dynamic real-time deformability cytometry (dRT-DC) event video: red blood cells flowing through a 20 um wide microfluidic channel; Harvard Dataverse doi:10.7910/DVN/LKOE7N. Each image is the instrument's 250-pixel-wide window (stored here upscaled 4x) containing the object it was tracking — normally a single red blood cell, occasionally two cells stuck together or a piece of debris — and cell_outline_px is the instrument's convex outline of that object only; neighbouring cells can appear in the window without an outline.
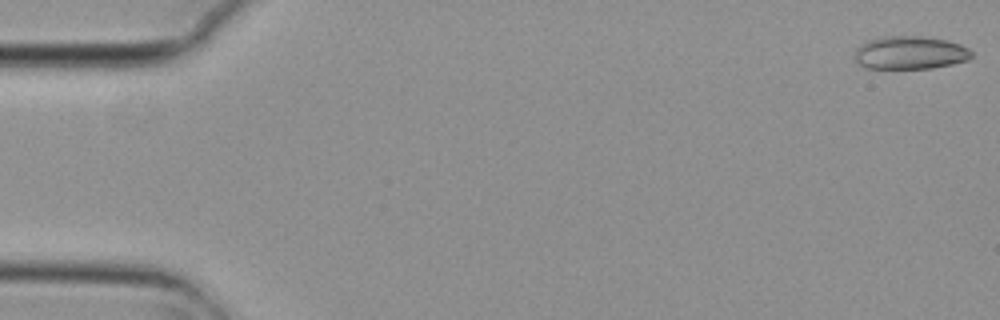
{"species": "common noctule bat (a hibernating species)", "species_latin": "Nyctalus noctula", "temperature_condition": "cold", "stored_images_in_passage": 6, "camera_frame_rate_fps": 3000, "um_per_image_px": 0.085, "animal": {"sex": "female", "body_mass_g": 29.2, "forearm_length_mm": 56.3}, "frame": {"image": 1, "passage_image": 1, "time_ms": 0.0, "image_size_px": [1000, 320], "cell_outline_px": [[972, 56], [968, 60], [952, 64], [932, 68], [864, 68], [852, 56], [856, 48], [860, 44], [868, 40], [880, 36], [920, 36], [948, 40], [960, 44], [968, 48], [972, 52]], "centroid_in_image_um": [77.33, 4.47], "position_along_channel_um": 7.7, "area_um2": 22.77}}
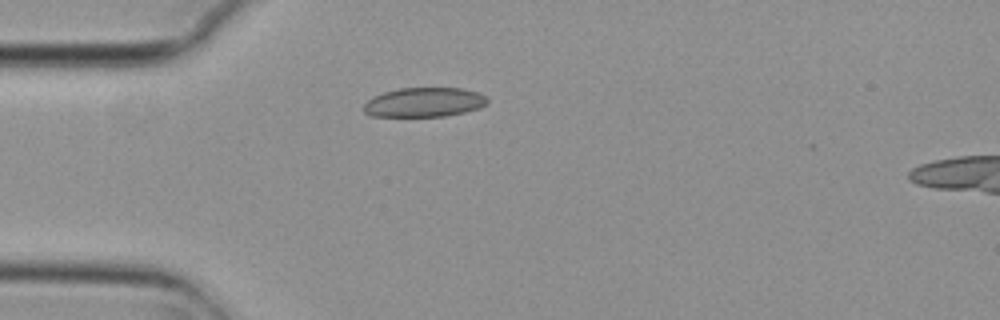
{"frame": {"image": 2, "passage_image": 5, "time_ms": 1.333, "image_size_px": [1000, 320], "cell_outline_px": [[488, 104], [480, 108], [464, 112], [444, 116], [368, 116], [364, 112], [364, 104], [372, 96], [384, 92], [400, 88], [460, 88], [480, 92], [488, 96]], "centroid_in_image_um": [36.09, 8.69], "position_along_channel_um": 48.9, "area_um2": 21.39}}